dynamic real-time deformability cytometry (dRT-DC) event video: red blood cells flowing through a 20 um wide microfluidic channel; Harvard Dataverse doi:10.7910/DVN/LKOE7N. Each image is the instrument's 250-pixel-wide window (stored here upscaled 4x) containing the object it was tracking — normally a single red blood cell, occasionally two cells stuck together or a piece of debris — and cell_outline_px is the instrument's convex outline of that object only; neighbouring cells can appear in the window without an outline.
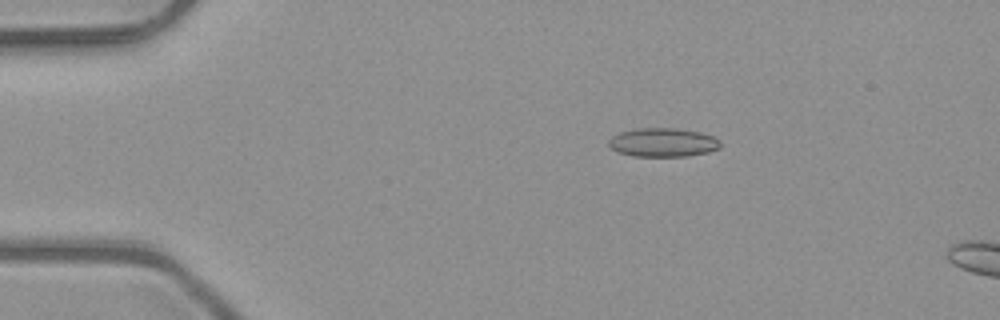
{"species": "common noctule bat (a hibernating species)", "species_latin": "Nyctalus noctula", "temperature_condition": "room temperature", "stored_images_in_passage": 7, "camera_frame_rate_fps": 3000, "um_per_image_px": 0.085, "animal": {"sex": "male", "body_mass_g": 23.1, "forearm_length_mm": 52.7}, "frame": {"image": 1, "passage_image": 3, "time_ms": 0.667, "image_size_px": [1000, 320], "cell_outline_px": [[720, 148], [708, 152], [684, 156], [632, 156], [616, 152], [608, 144], [608, 140], [612, 136], [620, 132], [640, 128], [676, 128], [700, 132], [712, 136], [720, 140]], "centroid_in_image_um": [56.33, 12.11], "position_along_channel_um": 28.7, "area_um2": 18.73}}
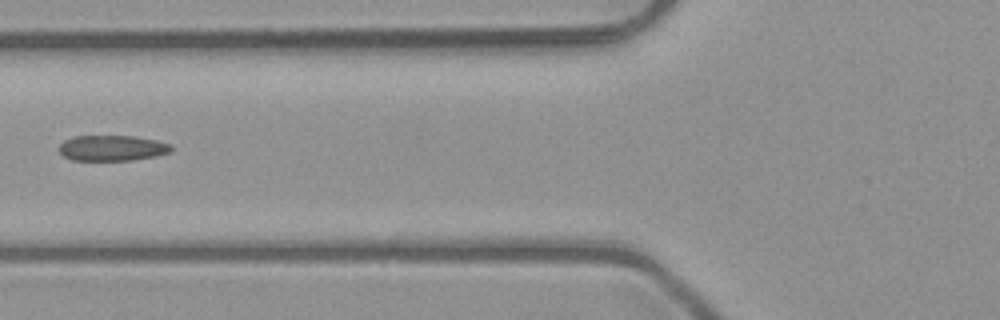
{"frame": {"image": 2, "passage_image": 6, "time_ms": 1.667, "image_size_px": [1000, 320], "cell_outline_px": [[172, 148], [168, 152], [156, 156], [132, 160], [72, 160], [64, 156], [60, 152], [60, 144], [64, 140], [76, 136], [136, 136], [156, 140], [168, 144]], "centroid_in_image_um": [9.51, 12.58], "position_along_channel_um": 116.3, "area_um2": 16.53}}
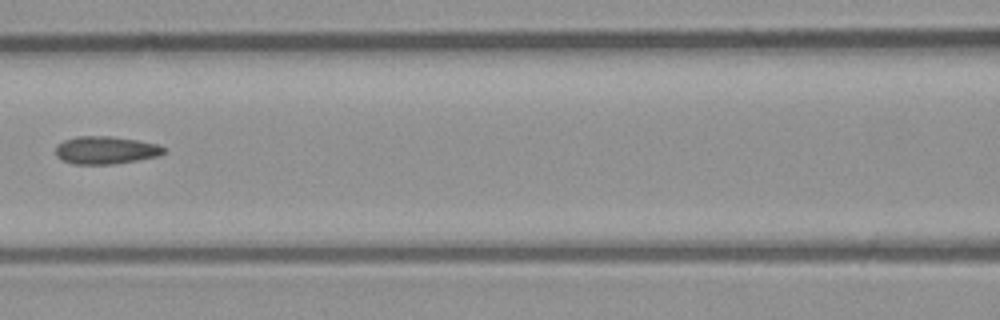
{"frame": {"image": 3, "passage_image": 7, "time_ms": 2.0, "image_size_px": [1000, 320], "cell_outline_px": [[168, 152], [160, 156], [112, 164], [76, 164], [64, 160], [56, 156], [56, 144], [64, 140], [76, 136], [112, 136], [160, 144]], "centroid_in_image_um": [9.02, 12.75], "position_along_channel_um": 157.6, "area_um2": 17.57}}